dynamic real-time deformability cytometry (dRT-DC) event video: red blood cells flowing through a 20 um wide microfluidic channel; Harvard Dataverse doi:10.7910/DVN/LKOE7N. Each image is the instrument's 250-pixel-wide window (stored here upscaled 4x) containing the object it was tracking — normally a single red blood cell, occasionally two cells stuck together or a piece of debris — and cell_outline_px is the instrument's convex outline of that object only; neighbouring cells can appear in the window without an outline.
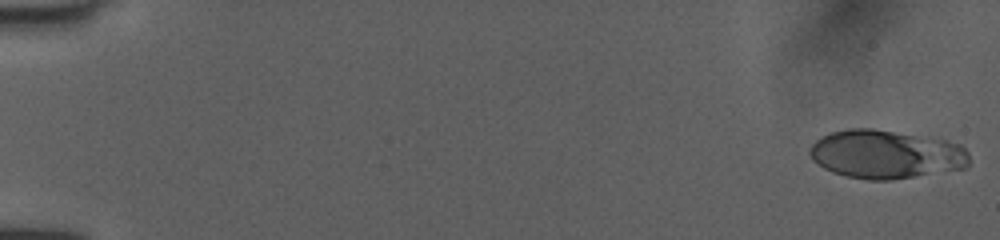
{"species": "human", "species_latin": "Homo sapiens", "temperature_condition": "room temperature", "stored_images_in_passage": 2, "camera_frame_rate_fps": 3000, "um_per_image_px": 0.085, "donor": {"sex": "female"}, "frame": {"image": 1, "passage_image": 1, "time_ms": 0.0, "image_size_px": [1000, 240], "cell_outline_px": [[968, 168], [892, 180], [868, 180], [848, 176], [832, 172], [824, 168], [812, 160], [808, 152], [812, 144], [820, 136], [832, 132], [848, 128], [872, 128], [948, 140], [960, 144], [968, 152]], "centroid_in_image_um": [75.31, 13.11], "position_along_channel_um": 9.7, "area_um2": 45.49}}